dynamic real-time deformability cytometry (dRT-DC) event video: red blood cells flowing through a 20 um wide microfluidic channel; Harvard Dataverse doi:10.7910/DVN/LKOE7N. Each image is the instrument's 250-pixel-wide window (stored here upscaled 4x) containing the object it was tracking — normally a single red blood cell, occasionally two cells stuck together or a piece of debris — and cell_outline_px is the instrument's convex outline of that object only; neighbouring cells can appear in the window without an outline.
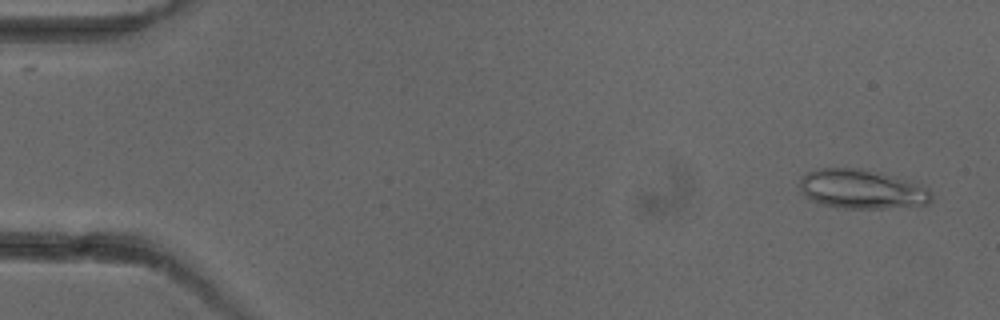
{"species": "common noctule bat (a hibernating species)", "species_latin": "Nyctalus noctula", "temperature_condition": "cold", "stored_images_in_passage": 4, "camera_frame_rate_fps": 3000, "um_per_image_px": 0.085, "animal": {"sex": "female"}, "frame": {"image": 1, "passage_image": 1, "time_ms": 0.0, "image_size_px": [1000, 320], "cell_outline_px": [[932, 200], [928, 204], [880, 208], [836, 208], [820, 204], [804, 196], [800, 192], [800, 180], [808, 172], [816, 168], [860, 168], [880, 172], [928, 188], [932, 196]], "centroid_in_image_um": [73.19, 16.08], "position_along_channel_um": 11.8, "area_um2": 30.0}}